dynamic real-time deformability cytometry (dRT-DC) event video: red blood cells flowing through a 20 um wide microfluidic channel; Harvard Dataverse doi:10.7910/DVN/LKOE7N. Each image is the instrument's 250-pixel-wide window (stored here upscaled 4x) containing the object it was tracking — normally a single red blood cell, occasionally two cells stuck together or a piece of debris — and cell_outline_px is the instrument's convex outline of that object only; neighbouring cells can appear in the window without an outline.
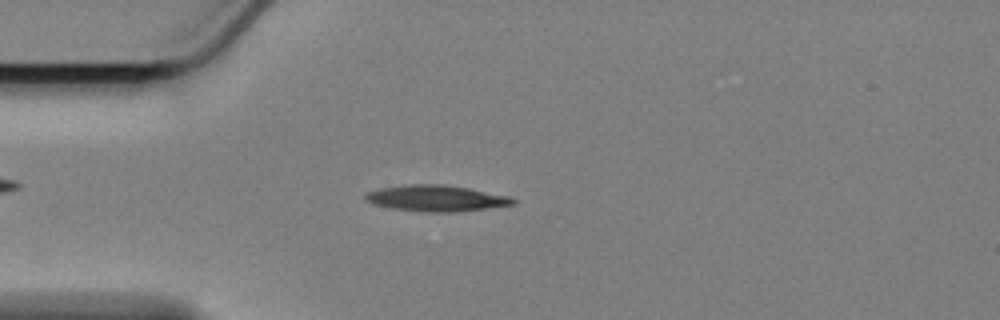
{"species": "Egyptian fruit bat (a non-hibernating species)", "species_latin": "Rousettus aegyptiacus", "temperature_condition": "cold", "stored_images_in_passage": 31, "camera_frame_rate_fps": 3000, "um_per_image_px": 0.085, "animal": {"sex": "female"}, "frame": {"image": 1, "passage_image": 14, "time_ms": 4.333, "image_size_px": [1000, 320], "cell_outline_px": [[516, 204], [460, 212], [420, 212], [392, 208], [372, 204], [364, 200], [364, 196], [368, 192], [380, 188], [412, 184], [440, 184], [468, 188], [508, 196], [516, 200]], "centroid_in_image_um": [37.06, 16.86], "position_along_channel_um": 47.9, "area_um2": 22.48}}
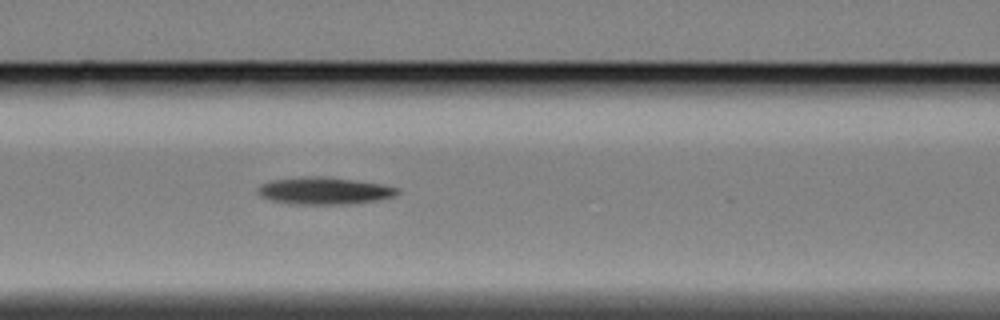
{"frame": {"image": 2, "passage_image": 23, "time_ms": 7.333, "image_size_px": [1000, 320], "cell_outline_px": [[400, 192], [392, 196], [380, 200], [348, 204], [296, 204], [268, 200], [260, 196], [256, 192], [256, 188], [260, 184], [272, 180], [304, 176], [324, 176], [380, 184], [400, 188]], "centroid_in_image_um": [27.51, 16.22], "position_along_channel_um": 139.1, "area_um2": 22.2}}
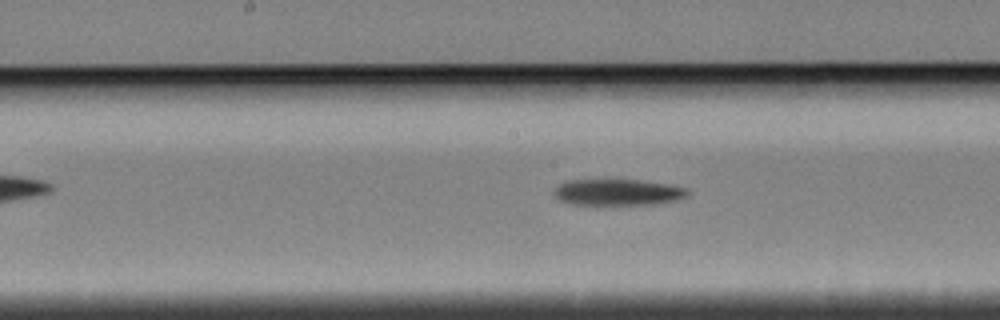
{"frame": {"image": 3, "passage_image": 28, "time_ms": 9.0, "image_size_px": [1000, 320], "cell_outline_px": [[688, 196], [676, 200], [652, 204], [572, 204], [560, 200], [552, 192], [560, 184], [568, 180], [636, 180], [664, 184], [688, 188]], "centroid_in_image_um": [52.5, 16.34], "position_along_channel_um": 195.7, "area_um2": 20.06}}